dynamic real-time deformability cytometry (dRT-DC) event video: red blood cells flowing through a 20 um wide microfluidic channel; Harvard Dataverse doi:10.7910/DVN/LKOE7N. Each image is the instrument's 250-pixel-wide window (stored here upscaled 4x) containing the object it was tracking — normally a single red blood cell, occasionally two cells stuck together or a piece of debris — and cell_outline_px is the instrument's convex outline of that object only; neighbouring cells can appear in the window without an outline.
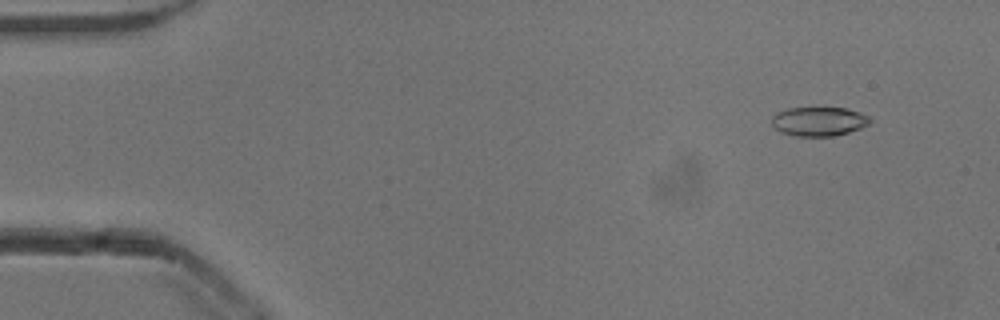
{"species": "common noctule bat (a hibernating species)", "species_latin": "Nyctalus noctula", "temperature_condition": "cold", "stored_images_in_passage": 54, "camera_frame_rate_fps": 3000, "um_per_image_px": 0.085, "animal": {"sex": "male", "body_mass_g": 13.3}, "frame": {"image": 1, "passage_image": 5, "time_ms": 1.333, "image_size_px": [1000, 320], "cell_outline_px": [[872, 120], [868, 124], [860, 128], [836, 136], [796, 136], [780, 132], [772, 124], [772, 116], [788, 108], [848, 108], [860, 112], [868, 116]], "centroid_in_image_um": [69.62, 10.32], "position_along_channel_um": 15.4, "area_um2": 16.59}}
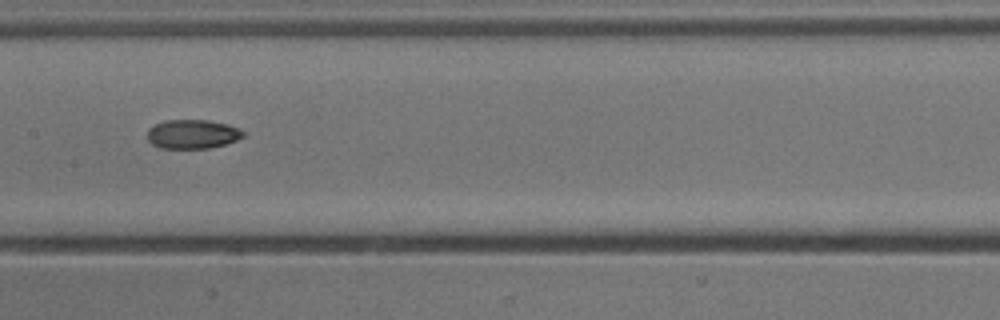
{"frame": {"image": 2, "passage_image": 27, "time_ms": 8.667, "image_size_px": [1000, 320], "cell_outline_px": [[244, 136], [236, 140], [224, 144], [208, 148], [160, 148], [152, 144], [148, 140], [148, 128], [164, 120], [208, 120], [228, 124], [240, 128], [244, 132]], "centroid_in_image_um": [16.36, 11.39], "position_along_channel_um": 191.0, "area_um2": 16.24}}
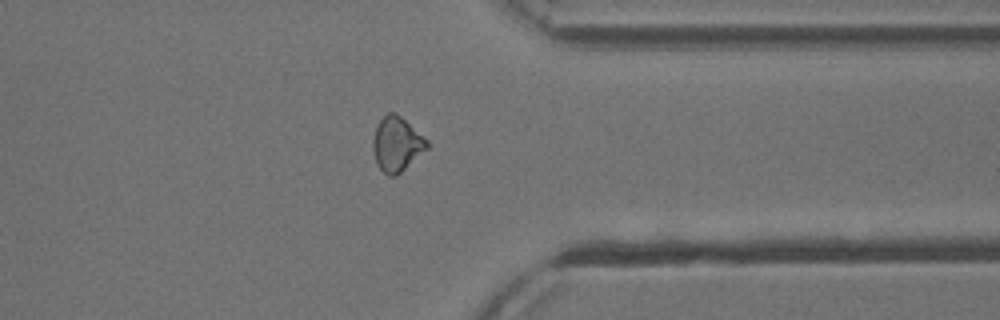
{"frame": {"image": 3, "passage_image": 42, "time_ms": 13.667, "image_size_px": [1000, 320], "cell_outline_px": [[428, 148], [396, 176], [388, 176], [376, 164], [372, 148], [372, 140], [376, 124], [388, 112], [392, 112], [400, 116], [424, 136], [428, 140]], "centroid_in_image_um": [33.7, 12.25], "position_along_channel_um": 377.7, "area_um2": 17.17}, "authors_computed_cell_mechanics": {"area_um2": 16.9354, "velocity_mm_per_s": 3.8587, "shape_relaxation_time_tau1_ms": 5.8148, "shape_relaxation_time_tau2_ms": 4.8831, "deformation_change_tau1": 0.163, "deformation_change_tau2": 0.0997}}